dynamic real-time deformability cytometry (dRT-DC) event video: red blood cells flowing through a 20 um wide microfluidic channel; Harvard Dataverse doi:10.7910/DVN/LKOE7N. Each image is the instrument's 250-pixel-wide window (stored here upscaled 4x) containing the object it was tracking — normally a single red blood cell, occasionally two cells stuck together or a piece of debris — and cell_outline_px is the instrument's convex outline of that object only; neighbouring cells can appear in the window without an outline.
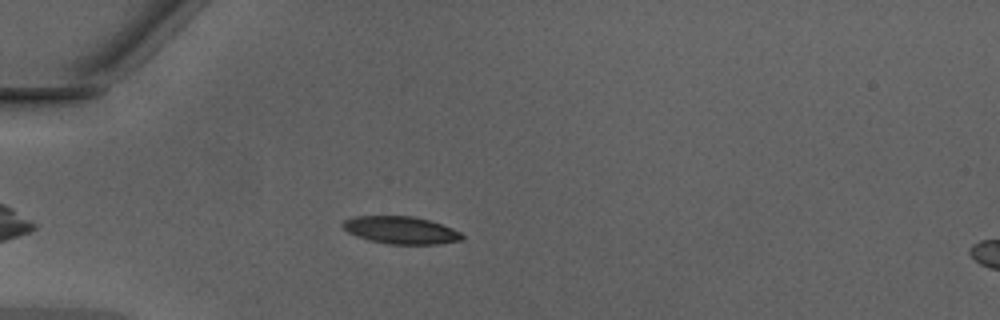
{"species": "Egyptian fruit bat (a non-hibernating species)", "species_latin": "Rousettus aegyptiacus", "temperature_condition": "warm", "stored_images_in_passage": 47, "camera_frame_rate_fps": 3000, "um_per_image_px": 0.085, "animal": {"sex": "male"}, "frame": {"image": 1, "passage_image": 13, "time_ms": 4.0, "image_size_px": [1000, 320], "cell_outline_px": [[464, 240], [440, 244], [388, 244], [368, 240], [356, 236], [348, 232], [340, 224], [344, 220], [356, 216], [412, 216], [428, 220], [452, 228], [460, 232], [464, 236]], "centroid_in_image_um": [34.07, 19.57], "position_along_channel_um": 50.9, "area_um2": 19.13}}
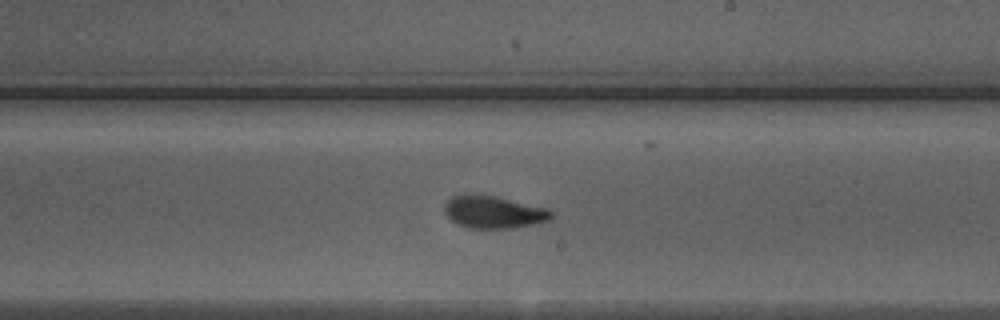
{"frame": {"image": 2, "passage_image": 28, "time_ms": 9.0, "image_size_px": [1000, 320], "cell_outline_px": [[552, 216], [548, 220], [532, 224], [512, 228], [468, 228], [452, 220], [444, 212], [444, 204], [452, 196], [464, 192], [472, 192], [496, 196], [544, 208], [552, 212]], "centroid_in_image_um": [41.87, 17.99], "position_along_channel_um": 247.1, "area_um2": 20.17}}
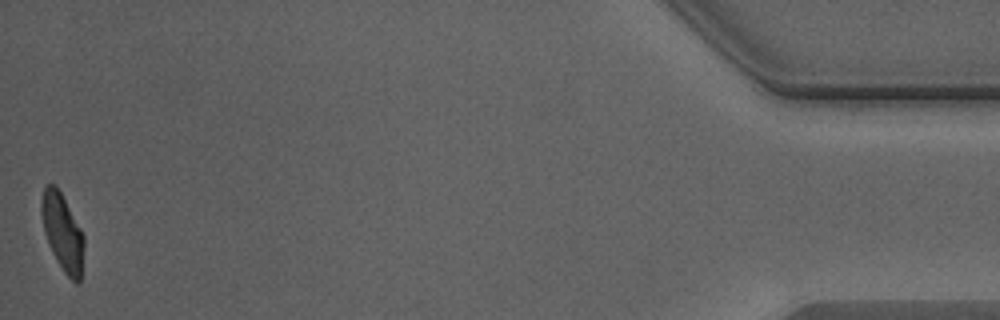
{"frame": {"image": 3, "passage_image": 47, "time_ms": 15.333, "image_size_px": [1000, 320], "cell_outline_px": [[84, 248], [80, 280], [76, 284], [64, 272], [56, 260], [48, 244], [44, 232], [40, 212], [40, 200], [44, 188], [48, 184], [56, 184], [80, 228], [84, 236]], "centroid_in_image_um": [5.29, 19.73], "position_along_channel_um": 429.9, "area_um2": 19.07}, "authors_computed_cell_mechanics": {"area_um2": 19.4786, "velocity_mm_per_s": 4.2908, "shape_relaxation_time_tau1_ms": 2.7518, "shape_relaxation_time_tau2_ms": 1.0607, "deformation_change_tau1": 0.1654, "deformation_change_tau2": 0.0693}}